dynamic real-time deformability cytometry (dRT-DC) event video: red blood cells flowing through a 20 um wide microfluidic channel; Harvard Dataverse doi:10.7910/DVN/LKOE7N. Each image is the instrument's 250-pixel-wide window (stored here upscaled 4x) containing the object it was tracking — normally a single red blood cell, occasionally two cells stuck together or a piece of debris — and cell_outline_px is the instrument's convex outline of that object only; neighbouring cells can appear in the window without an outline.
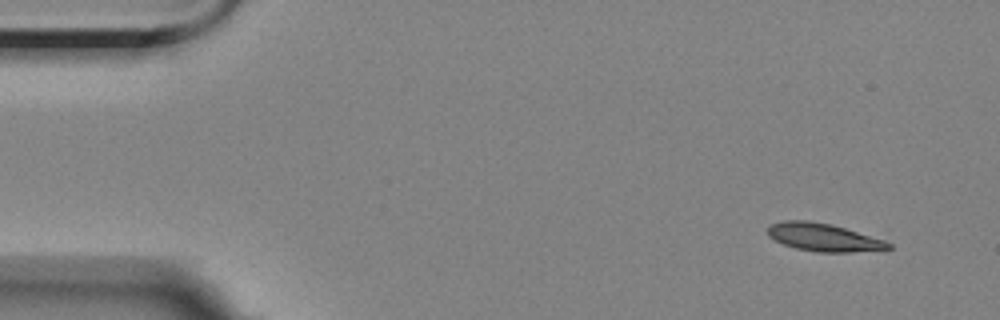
{"species": "Egyptian fruit bat (a non-hibernating species)", "species_latin": "Rousettus aegyptiacus", "temperature_condition": "room temperature", "stored_images_in_passage": 4, "camera_frame_rate_fps": 3000, "um_per_image_px": 0.085, "animal": {"sex": "female"}, "frame": {"image": 1, "passage_image": 1, "time_ms": 0.0, "image_size_px": [1000, 320], "cell_outline_px": [[892, 248], [852, 252], [816, 252], [796, 248], [784, 244], [768, 236], [768, 224], [784, 220], [808, 220], [832, 224], [884, 240], [892, 244]], "centroid_in_image_um": [69.97, 20.16], "position_along_channel_um": 15.0, "area_um2": 19.54}}
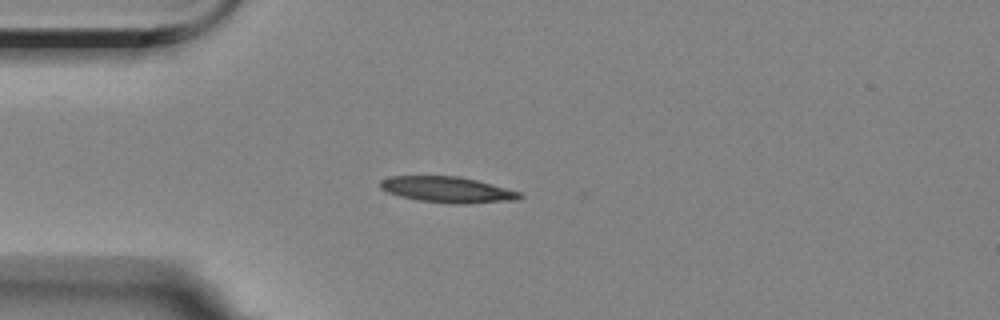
{"frame": {"image": 2, "passage_image": 4, "time_ms": 3.333, "image_size_px": [1000, 320], "cell_outline_px": [[524, 196], [516, 200], [468, 204], [452, 204], [420, 200], [400, 196], [388, 192], [380, 188], [380, 180], [392, 176], [460, 176], [476, 180], [520, 192]], "centroid_in_image_um": [38.04, 16.12], "position_along_channel_um": 47.0, "area_um2": 20.98}}